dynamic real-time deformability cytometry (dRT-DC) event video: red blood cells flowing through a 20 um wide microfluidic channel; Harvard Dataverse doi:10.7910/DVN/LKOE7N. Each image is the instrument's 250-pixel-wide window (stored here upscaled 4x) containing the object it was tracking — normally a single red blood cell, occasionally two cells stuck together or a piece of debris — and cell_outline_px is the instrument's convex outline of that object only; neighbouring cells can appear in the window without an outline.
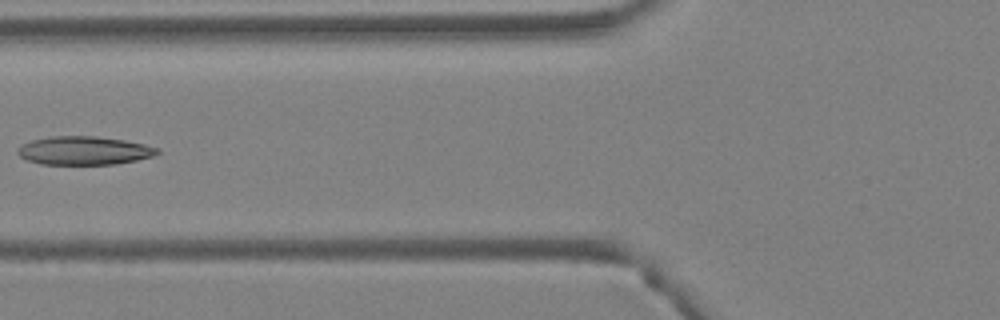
{"species": "Egyptian fruit bat (a non-hibernating species)", "species_latin": "Rousettus aegyptiacus", "temperature_condition": "warm", "stored_images_in_passage": 5, "camera_frame_rate_fps": 3000, "um_per_image_px": 0.085, "animal": {"sex": "female"}, "frame": {"image": 1, "passage_image": 5, "time_ms": 1.333, "image_size_px": [1000, 320], "cell_outline_px": [[160, 152], [152, 156], [136, 160], [116, 164], [40, 164], [28, 160], [20, 156], [16, 152], [16, 148], [20, 144], [32, 140], [52, 136], [96, 136], [124, 140], [144, 144], [160, 148]], "centroid_in_image_um": [7.12, 12.79], "position_along_channel_um": 118.7, "area_um2": 23.24}}